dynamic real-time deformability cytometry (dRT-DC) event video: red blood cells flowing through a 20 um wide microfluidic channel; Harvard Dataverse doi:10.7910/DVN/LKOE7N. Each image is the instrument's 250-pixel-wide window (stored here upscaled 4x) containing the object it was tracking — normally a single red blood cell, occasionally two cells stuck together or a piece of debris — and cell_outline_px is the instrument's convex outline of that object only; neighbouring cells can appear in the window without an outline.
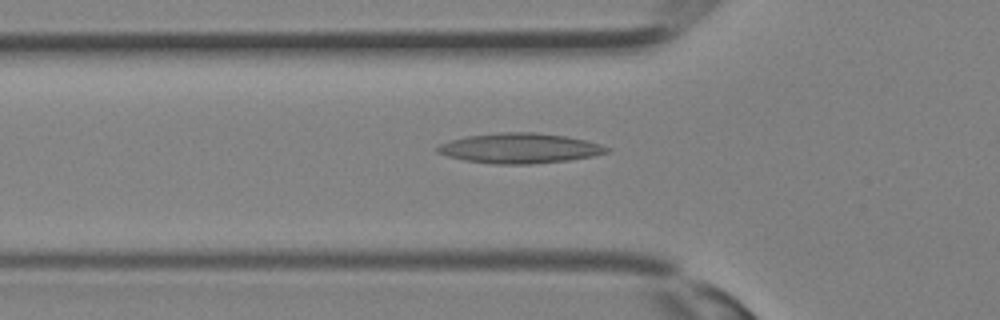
{"species": "Egyptian fruit bat (a non-hibernating species)", "species_latin": "Rousettus aegyptiacus", "temperature_condition": "room temperature", "stored_images_in_passage": 33, "camera_frame_rate_fps": 3000, "um_per_image_px": 0.085, "animal": {"sex": "female"}, "frame": {"image": 1, "passage_image": 11, "time_ms": 3.333, "image_size_px": [1000, 320], "cell_outline_px": [[612, 148], [608, 152], [592, 156], [568, 160], [532, 164], [492, 164], [464, 160], [448, 156], [436, 152], [436, 148], [440, 144], [452, 140], [468, 136], [504, 132], [532, 132], [564, 136], [584, 140], [600, 144]], "centroid_in_image_um": [44.18, 12.61], "position_along_channel_um": 81.6, "area_um2": 29.42}}
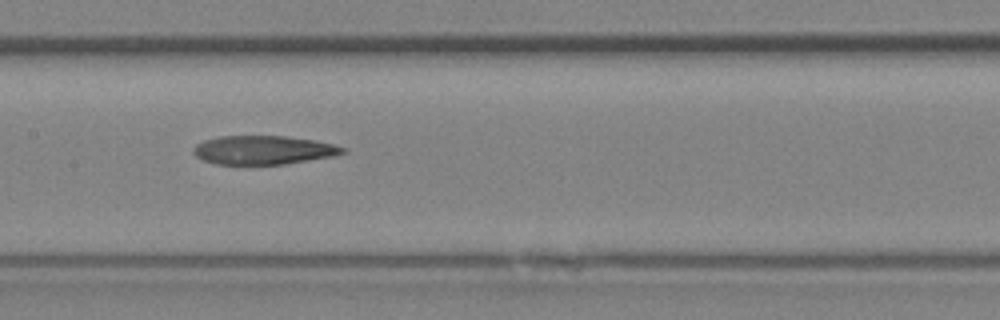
{"frame": {"image": 2, "passage_image": 16, "time_ms": 5.0, "image_size_px": [1000, 320], "cell_outline_px": [[348, 152], [332, 156], [284, 164], [216, 164], [204, 160], [196, 156], [192, 152], [192, 148], [196, 144], [204, 140], [220, 136], [284, 136], [316, 140], [348, 148]], "centroid_in_image_um": [22.39, 12.74], "position_along_channel_um": 185.0, "area_um2": 25.03}}
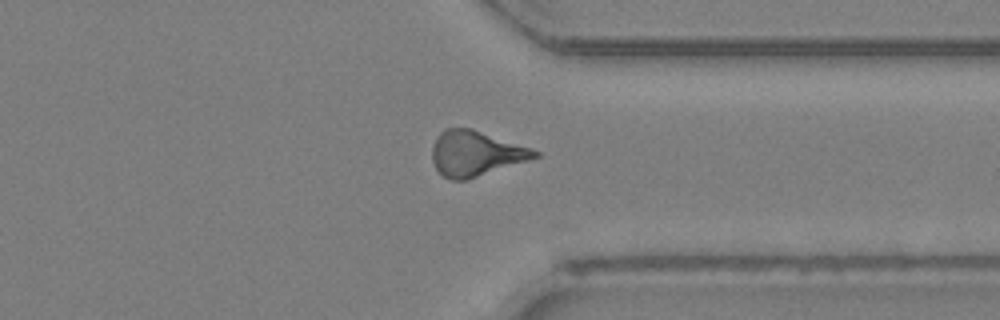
{"frame": {"image": 3, "passage_image": 25, "time_ms": 8.0, "image_size_px": [1000, 320], "cell_outline_px": [[540, 156], [468, 180], [452, 180], [444, 176], [436, 168], [432, 160], [432, 148], [436, 136], [444, 128], [472, 128], [532, 148], [540, 152]], "centroid_in_image_um": [40.43, 13.03], "position_along_channel_um": 371.0, "area_um2": 27.05}}